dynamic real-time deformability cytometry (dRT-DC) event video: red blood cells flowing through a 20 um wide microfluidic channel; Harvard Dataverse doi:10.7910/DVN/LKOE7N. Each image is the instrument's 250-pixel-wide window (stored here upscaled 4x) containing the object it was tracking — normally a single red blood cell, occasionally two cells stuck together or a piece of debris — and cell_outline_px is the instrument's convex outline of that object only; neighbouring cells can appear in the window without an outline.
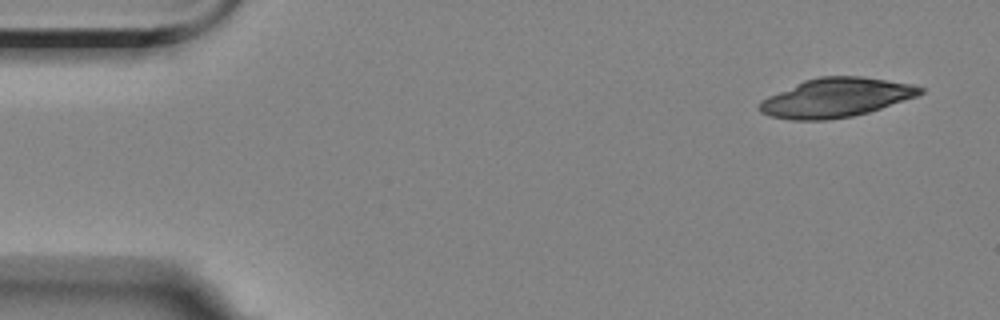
{"species": "Egyptian fruit bat (a non-hibernating species)", "species_latin": "Rousettus aegyptiacus", "temperature_condition": "room temperature", "stored_images_in_passage": 4, "camera_frame_rate_fps": 3000, "um_per_image_px": 0.085, "animal": {"sex": "female"}, "frame": {"image": 1, "passage_image": 1, "time_ms": 0.0, "image_size_px": [1000, 320], "cell_outline_px": [[924, 92], [916, 96], [868, 112], [852, 116], [828, 120], [792, 120], [768, 116], [760, 112], [760, 100], [768, 96], [804, 80], [820, 76], [860, 76], [912, 84], [924, 88]], "centroid_in_image_um": [71.03, 8.3], "position_along_channel_um": 14.0, "area_um2": 36.36}}